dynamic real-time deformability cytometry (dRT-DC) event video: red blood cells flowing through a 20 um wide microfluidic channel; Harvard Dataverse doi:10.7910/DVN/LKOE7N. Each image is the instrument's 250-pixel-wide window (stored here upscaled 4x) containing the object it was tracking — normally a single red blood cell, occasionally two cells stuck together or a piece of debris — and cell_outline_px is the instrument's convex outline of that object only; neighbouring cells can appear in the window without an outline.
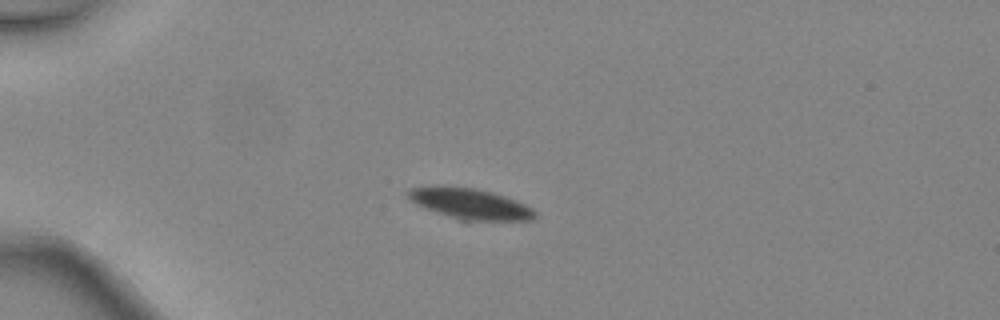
{"species": "common noctule bat (a hibernating species)", "species_latin": "Nyctalus noctula", "temperature_condition": "warm", "stored_images_in_passage": 5, "camera_frame_rate_fps": 3000, "um_per_image_px": 0.085, "animal": {"sex": "female", "body_mass_g": 24.6, "forearm_length_mm": 56.2}, "frame": {"image": 1, "passage_image": 5, "time_ms": 1.333, "image_size_px": [1000, 320], "cell_outline_px": [[536, 216], [532, 220], [468, 224], [464, 224], [416, 204], [404, 192], [408, 188], [476, 188], [504, 196], [524, 204], [532, 208], [536, 212]], "centroid_in_image_um": [40.04, 17.44], "position_along_channel_um": 45.0, "area_um2": 23.24}}